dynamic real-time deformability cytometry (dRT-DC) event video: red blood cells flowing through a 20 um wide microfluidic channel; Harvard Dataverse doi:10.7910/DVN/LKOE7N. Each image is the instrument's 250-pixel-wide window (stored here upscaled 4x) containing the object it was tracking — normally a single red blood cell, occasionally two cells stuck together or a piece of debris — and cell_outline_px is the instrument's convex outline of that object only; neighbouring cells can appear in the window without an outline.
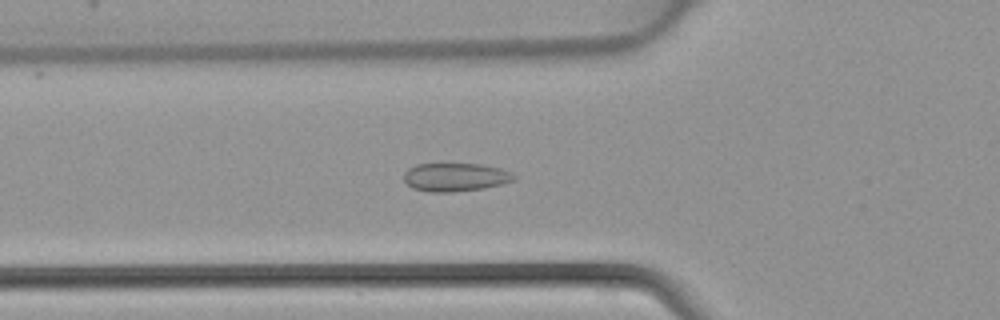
{"species": "common noctule bat (a hibernating species)", "species_latin": "Nyctalus noctula", "temperature_condition": "warm", "stored_images_in_passage": 33, "camera_frame_rate_fps": 3000, "um_per_image_px": 0.085, "animal": {"sex": "female", "body_mass_g": 22.7, "forearm_length_mm": 54.2}, "frame": {"image": 1, "passage_image": 4, "time_ms": 1.0, "image_size_px": [1000, 320], "cell_outline_px": [[516, 180], [484, 188], [452, 192], [428, 192], [412, 188], [404, 180], [404, 172], [408, 168], [416, 164], [480, 164], [500, 168], [512, 172], [516, 176]], "centroid_in_image_um": [38.7, 15.06], "position_along_channel_um": 87.1, "area_um2": 18.26}}
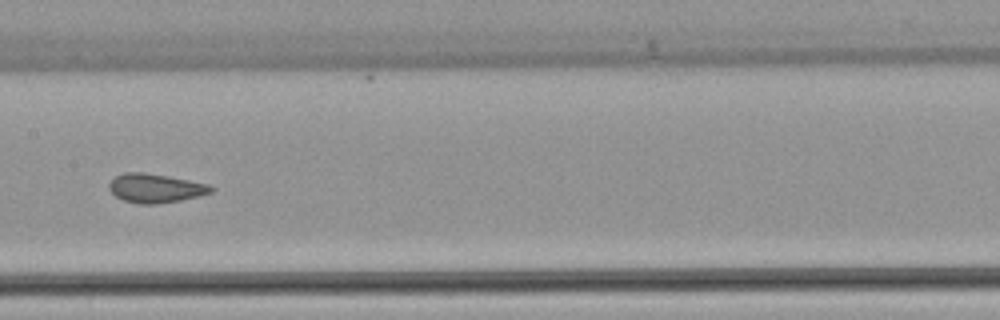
{"frame": {"image": 2, "passage_image": 11, "time_ms": 3.333, "image_size_px": [1000, 320], "cell_outline_px": [[216, 188], [212, 192], [200, 196], [180, 200], [156, 204], [140, 204], [124, 200], [116, 196], [108, 188], [108, 184], [116, 176], [124, 172], [144, 172], [168, 176], [208, 184]], "centroid_in_image_um": [13.22, 15.99], "position_along_channel_um": 194.2, "area_um2": 17.17}}
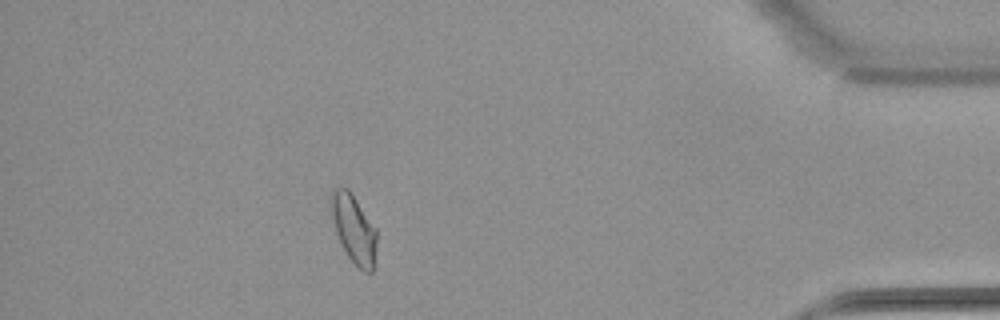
{"frame": {"image": 3, "passage_image": 28, "time_ms": 9.0, "image_size_px": [1000, 320], "cell_outline_px": [[376, 244], [372, 272], [364, 272], [348, 256], [336, 232], [328, 204], [332, 188], [348, 188], [376, 228]], "centroid_in_image_um": [30.04, 19.39], "position_along_channel_um": 405.2, "area_um2": 17.98}}